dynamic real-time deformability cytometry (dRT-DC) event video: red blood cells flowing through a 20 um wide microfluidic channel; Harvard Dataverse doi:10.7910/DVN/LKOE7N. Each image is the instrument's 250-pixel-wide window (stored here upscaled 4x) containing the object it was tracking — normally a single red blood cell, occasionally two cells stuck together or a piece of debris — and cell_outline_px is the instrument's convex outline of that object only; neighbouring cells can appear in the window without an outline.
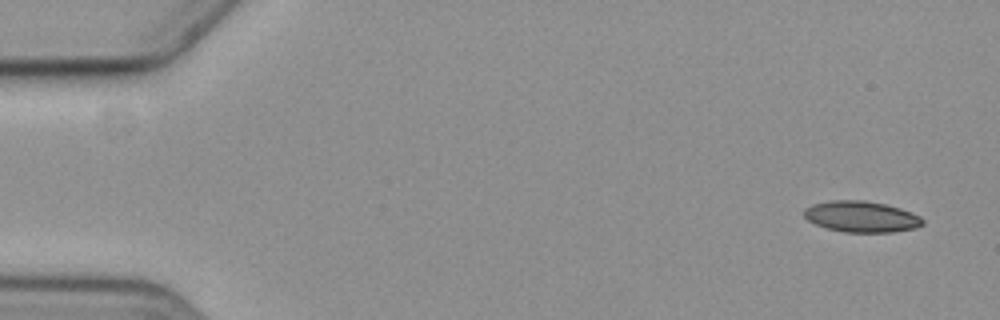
{"species": "common noctule bat (a hibernating species)", "species_latin": "Nyctalus noctula", "temperature_condition": "cold", "stored_images_in_passage": 5, "segment_of_instrument_passage": [1, 2], "camera_frame_rate_fps": 3000, "um_per_image_px": 0.085, "animal": {"sex": "female", "body_mass_g": 19.3, "forearm_length_mm": 54.1}, "frame": {"image": 1, "passage_image": 1, "time_ms": 0.0, "image_size_px": [1000, 320], "cell_outline_px": [[924, 224], [916, 228], [892, 232], [844, 232], [828, 228], [816, 224], [808, 220], [804, 216], [804, 208], [812, 204], [832, 200], [864, 200], [884, 204], [900, 208], [920, 216], [924, 220]], "centroid_in_image_um": [73.22, 18.41], "position_along_channel_um": 11.8, "area_um2": 21.44}}
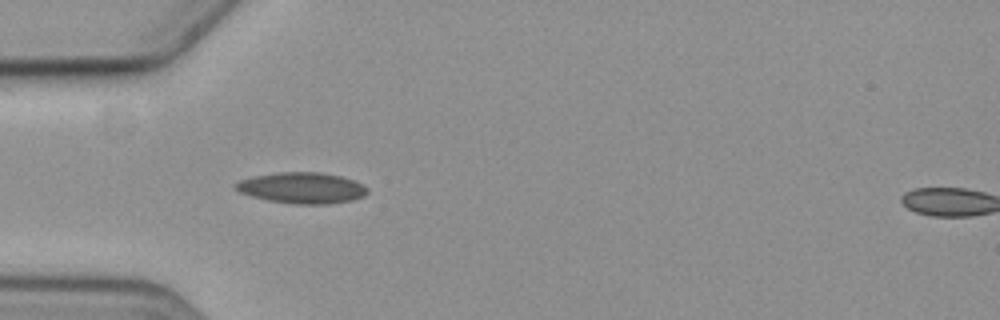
{"frame": {"image": 2, "passage_image": 4, "time_ms": 5.0, "image_size_px": [1000, 320], "cell_outline_px": [[368, 192], [364, 196], [352, 200], [332, 204], [292, 204], [268, 200], [252, 196], [240, 192], [232, 184], [240, 180], [252, 176], [280, 172], [320, 172], [340, 176], [352, 180], [368, 188]], "centroid_in_image_um": [25.66, 15.98], "position_along_channel_um": 59.3, "area_um2": 23.81}}